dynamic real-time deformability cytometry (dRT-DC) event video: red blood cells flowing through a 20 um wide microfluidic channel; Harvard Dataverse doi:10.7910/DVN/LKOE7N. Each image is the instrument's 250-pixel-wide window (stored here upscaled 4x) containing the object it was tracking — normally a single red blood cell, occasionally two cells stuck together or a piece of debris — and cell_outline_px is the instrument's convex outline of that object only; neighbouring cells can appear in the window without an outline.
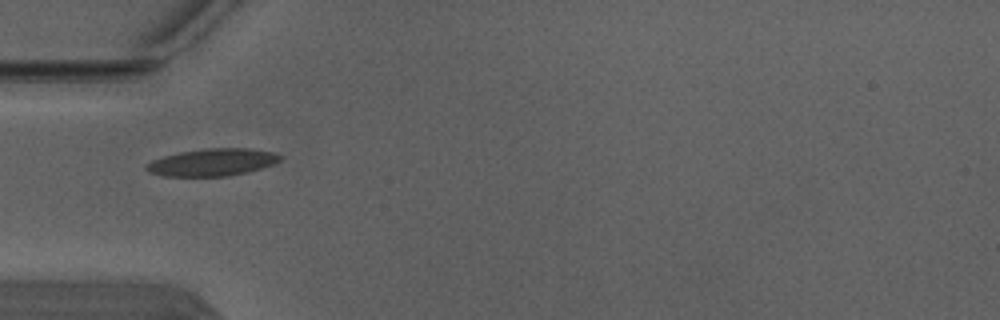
{"species": "Egyptian fruit bat (a non-hibernating species)", "species_latin": "Rousettus aegyptiacus", "temperature_condition": "warm", "stored_images_in_passage": 1, "camera_frame_rate_fps": 3000, "um_per_image_px": 0.085, "animal": {"sex": "male"}, "frame": {"image": 1, "passage_image": 1, "time_ms": 0.0, "image_size_px": [1000, 320], "cell_outline_px": [[284, 156], [280, 160], [272, 164], [260, 168], [228, 176], [164, 176], [148, 172], [144, 168], [144, 164], [152, 160], [164, 156], [180, 152], [204, 148], [248, 148], [272, 152]], "centroid_in_image_um": [18.0, 13.79], "position_along_channel_um": 67.0, "area_um2": 21.21}}